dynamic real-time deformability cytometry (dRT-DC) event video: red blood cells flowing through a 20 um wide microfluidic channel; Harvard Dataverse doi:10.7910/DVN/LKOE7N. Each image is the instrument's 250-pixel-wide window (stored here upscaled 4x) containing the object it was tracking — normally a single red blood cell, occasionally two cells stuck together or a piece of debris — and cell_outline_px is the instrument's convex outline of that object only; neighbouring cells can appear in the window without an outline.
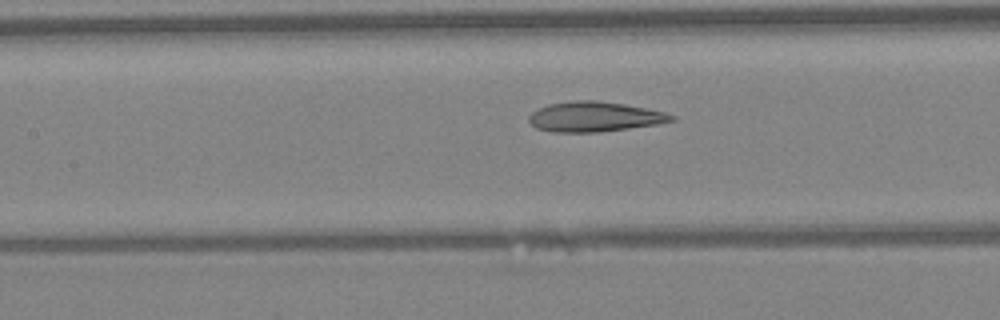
{"species": "Egyptian fruit bat (a non-hibernating species)", "species_latin": "Rousettus aegyptiacus", "temperature_condition": "warm", "stored_images_in_passage": 12, "camera_frame_rate_fps": 3000, "um_per_image_px": 0.085, "animal": {"sex": "female"}, "frame": {"image": 1, "passage_image": 10, "time_ms": 3.0, "image_size_px": [1000, 320], "cell_outline_px": [[676, 120], [656, 124], [600, 132], [552, 132], [536, 128], [528, 120], [528, 116], [532, 112], [548, 104], [572, 100], [596, 100], [624, 104], [664, 112], [676, 116]], "centroid_in_image_um": [50.51, 9.92], "position_along_channel_um": 156.9, "area_um2": 24.85}}